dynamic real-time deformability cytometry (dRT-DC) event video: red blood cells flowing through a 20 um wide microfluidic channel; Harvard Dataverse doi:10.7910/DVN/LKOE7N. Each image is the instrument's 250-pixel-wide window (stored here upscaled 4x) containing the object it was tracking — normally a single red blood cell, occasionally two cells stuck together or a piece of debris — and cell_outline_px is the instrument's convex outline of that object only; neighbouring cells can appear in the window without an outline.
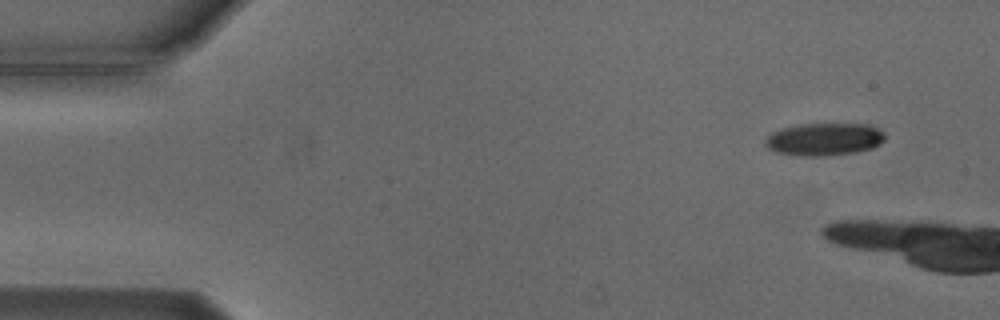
{"species": "Egyptian fruit bat (a non-hibernating species)", "species_latin": "Rousettus aegyptiacus", "temperature_condition": "cold", "stored_images_in_passage": 3, "camera_frame_rate_fps": 3000, "um_per_image_px": 0.085, "animal": {"sex": "male"}, "frame": {"image": 1, "passage_image": 1, "time_ms": 0.0, "image_size_px": [1000, 320], "cell_outline_px": [[884, 140], [880, 144], [872, 148], [856, 152], [828, 156], [800, 156], [772, 152], [764, 144], [764, 140], [772, 132], [784, 128], [800, 124], [868, 124], [876, 128], [884, 136]], "centroid_in_image_um": [70.01, 11.85], "position_along_channel_um": 15.0, "area_um2": 22.77}}